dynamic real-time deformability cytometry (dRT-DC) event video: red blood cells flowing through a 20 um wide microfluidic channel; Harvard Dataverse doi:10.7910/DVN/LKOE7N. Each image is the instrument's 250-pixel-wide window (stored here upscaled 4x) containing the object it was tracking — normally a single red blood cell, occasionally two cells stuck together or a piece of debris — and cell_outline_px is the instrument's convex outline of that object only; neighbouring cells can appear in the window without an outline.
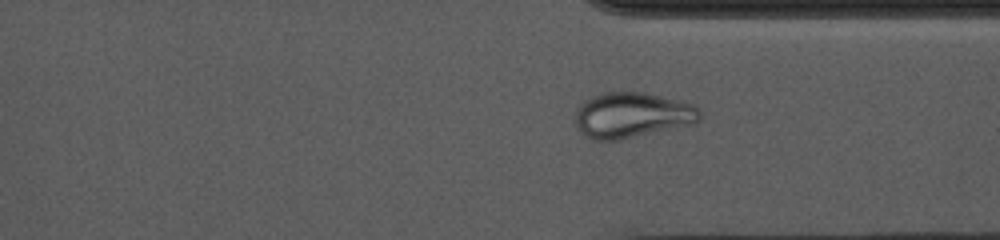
{"species": "common noctule bat (a hibernating species)", "species_latin": "Nyctalus noctula", "temperature_condition": "cold", "stored_images_in_passage": 53, "camera_frame_rate_fps": 3000, "um_per_image_px": 0.085, "animal": {"sex": "female", "body_mass_g": 10.0, "forearm_length_mm": 53.1}, "frame": {"image": 1, "passage_image": 39, "time_ms": 12.667, "image_size_px": [1000, 240], "cell_outline_px": [[700, 120], [692, 124], [616, 140], [596, 140], [580, 132], [576, 128], [576, 112], [580, 104], [584, 100], [600, 92], [644, 92], [692, 104], [700, 108]], "centroid_in_image_um": [53.7, 9.77], "position_along_channel_um": 357.7, "area_um2": 32.71}}
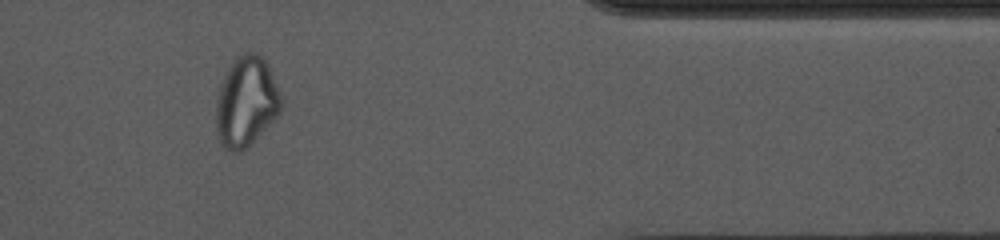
{"frame": {"image": 2, "passage_image": 44, "time_ms": 14.333, "image_size_px": [1000, 240], "cell_outline_px": [[280, 112], [240, 152], [232, 152], [224, 148], [216, 132], [216, 100], [220, 84], [232, 60], [236, 56], [244, 52], [256, 52], [268, 64], [280, 96]], "centroid_in_image_um": [20.87, 8.61], "position_along_channel_um": 390.5, "area_um2": 33.52}}
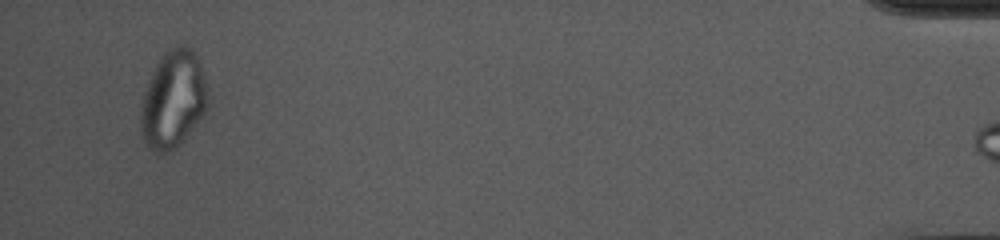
{"frame": {"image": 3, "passage_image": 51, "time_ms": 16.667, "image_size_px": [1000, 240], "cell_outline_px": [[208, 100], [204, 112], [180, 144], [176, 148], [168, 152], [156, 152], [144, 144], [140, 136], [140, 108], [144, 92], [148, 80], [160, 56], [164, 52], [176, 44], [184, 44], [192, 48], [196, 52], [200, 64], [208, 96]], "centroid_in_image_um": [14.67, 8.44], "position_along_channel_um": 420.5, "area_um2": 38.26}, "authors_computed_cell_mechanics": {"area_um2": 29.8248, "velocity_mm_per_s": 3.6681, "shape_relaxation_time_tau1_ms": null, "shape_relaxation_time_tau2_ms": 2.318, "deformation_change_tau1": null, "deformation_change_tau2": 0.0898}}